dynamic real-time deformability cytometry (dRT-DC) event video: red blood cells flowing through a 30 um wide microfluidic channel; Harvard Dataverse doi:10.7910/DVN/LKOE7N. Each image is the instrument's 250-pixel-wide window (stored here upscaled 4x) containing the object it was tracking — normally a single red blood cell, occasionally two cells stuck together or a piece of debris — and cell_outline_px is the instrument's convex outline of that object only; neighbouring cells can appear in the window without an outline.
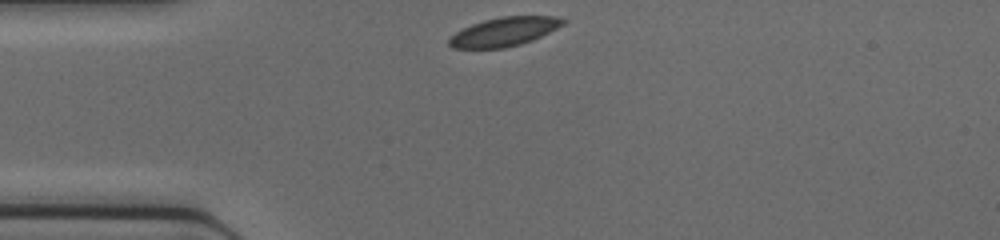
{"species": "common noctule bat (a hibernating species)", "species_latin": "Nyctalus noctula", "temperature_condition": "cold", "stored_images_in_passage": 28, "camera_frame_rate_fps": 3000, "um_per_image_px": 0.085, "animal": {"sex": "female", "body_mass_g": 17.0, "forearm_length_mm": 48.0}, "frame": {"image": 1, "passage_image": 1, "time_ms": 0.0, "image_size_px": [1000, 240], "cell_outline_px": [[568, 20], [564, 24], [532, 40], [520, 44], [504, 48], [452, 48], [448, 44], [448, 40], [456, 32], [472, 24], [484, 20], [500, 16], [560, 16]], "centroid_in_image_um": [42.88, 2.68], "position_along_channel_um": 42.1, "area_um2": 19.07}}
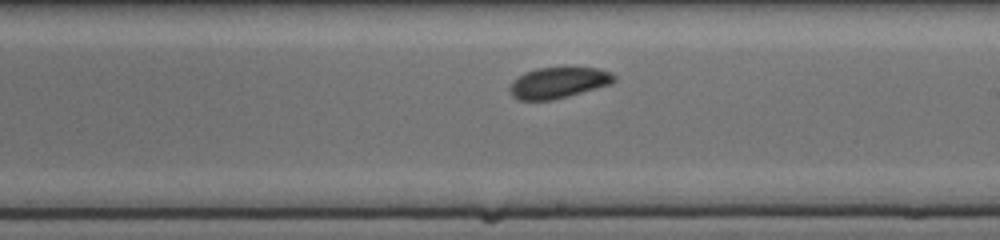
{"frame": {"image": 2, "passage_image": 16, "time_ms": 5.0, "image_size_px": [1000, 240], "cell_outline_px": [[616, 80], [612, 84], [568, 96], [552, 100], [520, 100], [512, 96], [508, 92], [508, 88], [512, 80], [524, 72], [536, 68], [600, 68], [612, 72], [616, 76]], "centroid_in_image_um": [47.45, 7.03], "position_along_channel_um": 241.5, "area_um2": 19.07}}
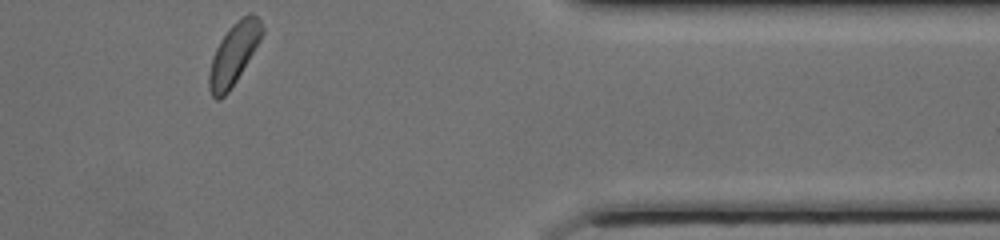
{"frame": {"image": 3, "passage_image": 28, "time_ms": 9.0, "image_size_px": [1000, 240], "cell_outline_px": [[264, 32], [260, 40], [236, 80], [228, 92], [220, 100], [216, 100], [212, 96], [208, 88], [208, 72], [212, 56], [220, 40], [228, 28], [236, 20], [248, 12], [252, 12], [260, 20], [264, 28]], "centroid_in_image_um": [19.85, 4.57], "position_along_channel_um": 391.6, "area_um2": 19.02}}